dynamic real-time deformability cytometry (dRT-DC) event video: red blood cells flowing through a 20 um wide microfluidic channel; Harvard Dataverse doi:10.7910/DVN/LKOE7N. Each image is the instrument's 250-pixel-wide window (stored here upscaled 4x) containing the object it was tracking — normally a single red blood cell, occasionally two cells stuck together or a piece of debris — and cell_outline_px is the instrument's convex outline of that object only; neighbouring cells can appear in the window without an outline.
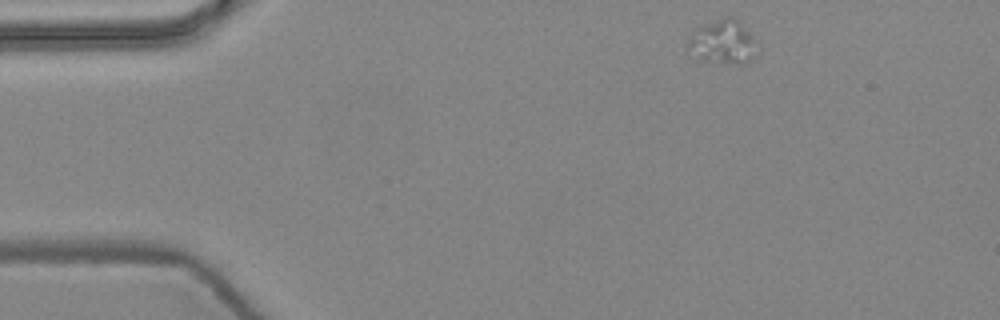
{"species": "common noctule bat (a hibernating species)", "species_latin": "Nyctalus noctula", "temperature_condition": "warm", "stored_images_in_passage": 3, "camera_frame_rate_fps": 3000, "um_per_image_px": 0.085, "animal": {"sex": "female", "body_mass_g": 24.6, "forearm_length_mm": 56.2}, "frame": {"image": 1, "passage_image": 1, "time_ms": 0.0, "image_size_px": [1000, 320], "cell_outline_px": [[752, 60], [744, 64], [732, 64], [696, 60], [688, 48], [688, 36], [696, 28], [724, 16], [728, 16], [736, 20], [740, 24], [752, 40]], "centroid_in_image_um": [61.31, 3.6], "position_along_channel_um": 23.7, "area_um2": 17.17}}
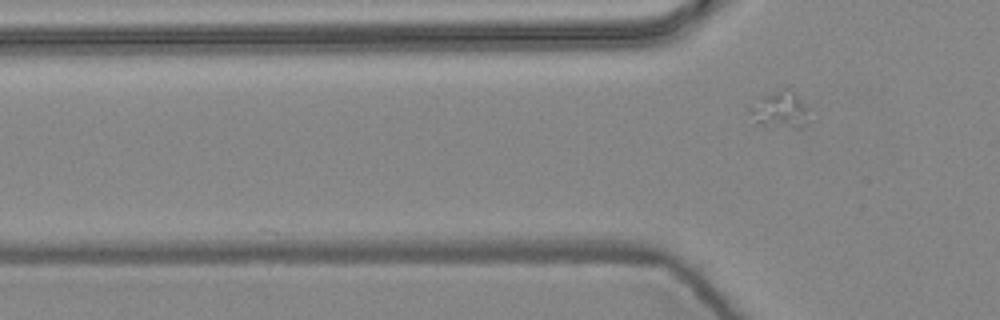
{"frame": {"image": 2, "passage_image": 3, "time_ms": 0.667, "image_size_px": [1000, 320], "cell_outline_px": [[804, 124], [800, 128], [796, 128], [764, 124], [756, 120], [748, 112], [748, 108], [760, 96], [780, 88], [788, 88], [796, 96], [804, 108]], "centroid_in_image_um": [66.18, 9.28], "position_along_channel_um": 59.6, "area_um2": 11.79}}